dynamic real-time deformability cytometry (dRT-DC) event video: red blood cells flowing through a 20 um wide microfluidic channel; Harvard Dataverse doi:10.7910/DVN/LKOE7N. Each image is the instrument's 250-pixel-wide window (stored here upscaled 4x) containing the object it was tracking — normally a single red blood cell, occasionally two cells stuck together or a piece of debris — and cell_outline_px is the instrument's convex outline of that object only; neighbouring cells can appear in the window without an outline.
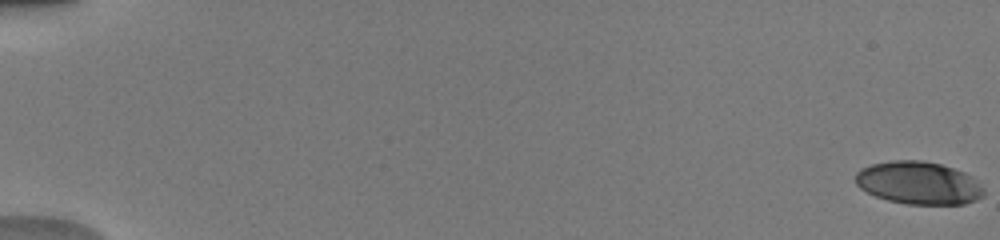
{"species": "human", "species_latin": "Homo sapiens", "temperature_condition": "warm", "stored_images_in_passage": 52, "camera_frame_rate_fps": 3000, "um_per_image_px": 0.085, "donor": {"sex": "male"}, "frame": {"image": 1, "passage_image": 1, "time_ms": 0.0, "image_size_px": [1000, 240], "cell_outline_px": [[984, 196], [976, 200], [964, 204], [908, 204], [888, 200], [876, 196], [860, 188], [856, 184], [856, 172], [860, 168], [872, 164], [892, 160], [924, 160], [940, 164], [964, 172], [972, 176], [984, 188]], "centroid_in_image_um": [78.09, 15.54], "position_along_channel_um": 6.9, "area_um2": 32.02}}
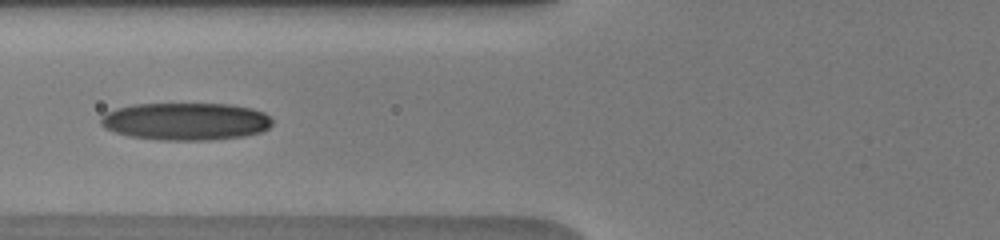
{"frame": {"image": 2, "passage_image": 23, "time_ms": 7.333, "image_size_px": [1000, 240], "cell_outline_px": [[272, 124], [268, 128], [260, 132], [244, 136], [208, 140], [156, 140], [128, 136], [104, 128], [100, 124], [100, 116], [116, 108], [132, 104], [228, 104], [252, 108], [264, 112], [272, 120]], "centroid_in_image_um": [15.76, 10.32], "position_along_channel_um": 110.0, "area_um2": 37.63}}
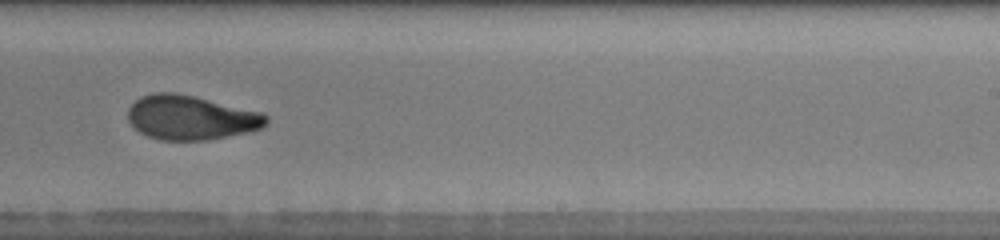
{"frame": {"image": 3, "passage_image": 35, "time_ms": 11.333, "image_size_px": [1000, 240], "cell_outline_px": [[268, 124], [252, 132], [208, 140], [160, 140], [148, 136], [140, 132], [128, 120], [128, 108], [140, 96], [152, 92], [176, 92], [264, 112], [268, 116]], "centroid_in_image_um": [16.26, 9.99], "position_along_channel_um": 272.7, "area_um2": 36.13}, "authors_computed_cell_mechanics": {"area_um2": 35.0268, "velocity_mm_per_s": 4.0681, "shape_relaxation_time_tau1_ms": 7.9196, "shape_relaxation_time_tau2_ms": 2.3087, "deformation_change_tau1": 0.2627, "deformation_change_tau2": 0.0637}}